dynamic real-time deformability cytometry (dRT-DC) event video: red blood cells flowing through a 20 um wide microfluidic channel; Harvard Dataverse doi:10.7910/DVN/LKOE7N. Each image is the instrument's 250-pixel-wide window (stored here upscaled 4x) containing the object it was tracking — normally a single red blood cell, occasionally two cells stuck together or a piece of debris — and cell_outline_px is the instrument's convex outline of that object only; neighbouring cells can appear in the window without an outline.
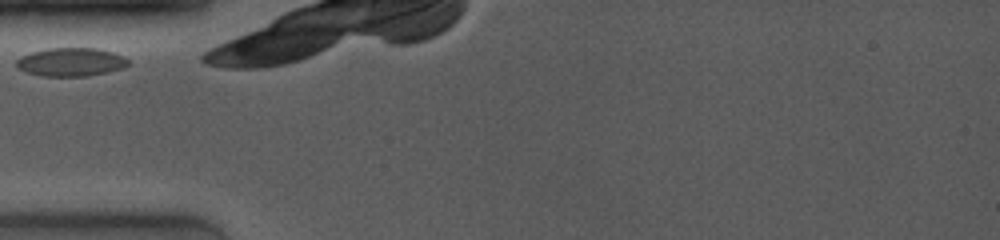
{"species": "common noctule bat (a hibernating species)", "species_latin": "Nyctalus noctula", "temperature_condition": "room temperature", "stored_images_in_passage": 14, "camera_frame_rate_fps": 4000, "um_per_image_px": 0.085, "animal": {"sex": "female", "body_mass_g": 19.0, "forearm_length_mm": 53.3}, "frame": {"image": 1, "passage_image": 1, "time_ms": 0.0, "image_size_px": [1000, 240], "cell_outline_px": [[128, 64], [124, 68], [88, 76], [40, 76], [24, 72], [12, 60], [20, 56], [32, 52], [48, 48], [96, 48], [112, 52], [124, 56], [128, 60]], "centroid_in_image_um": [5.99, 5.27], "position_along_channel_um": 79.0, "area_um2": 18.67}}
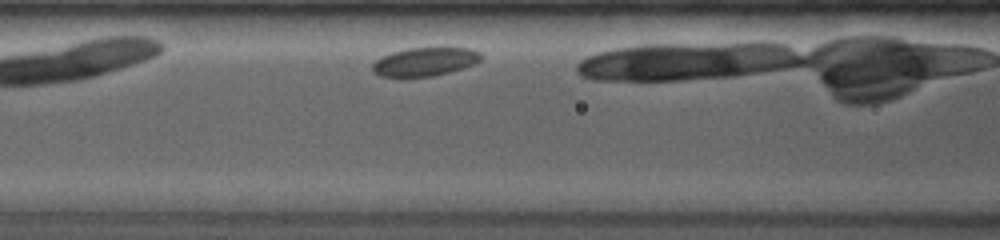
{"frame": {"image": 2, "passage_image": 3, "time_ms": 1.5, "image_size_px": [1000, 240], "cell_outline_px": [[484, 56], [480, 60], [464, 68], [432, 76], [380, 76], [372, 72], [372, 64], [376, 60], [392, 52], [408, 48], [468, 48], [480, 52]], "centroid_in_image_um": [36.12, 5.24], "position_along_channel_um": 130.5, "area_um2": 17.8}}